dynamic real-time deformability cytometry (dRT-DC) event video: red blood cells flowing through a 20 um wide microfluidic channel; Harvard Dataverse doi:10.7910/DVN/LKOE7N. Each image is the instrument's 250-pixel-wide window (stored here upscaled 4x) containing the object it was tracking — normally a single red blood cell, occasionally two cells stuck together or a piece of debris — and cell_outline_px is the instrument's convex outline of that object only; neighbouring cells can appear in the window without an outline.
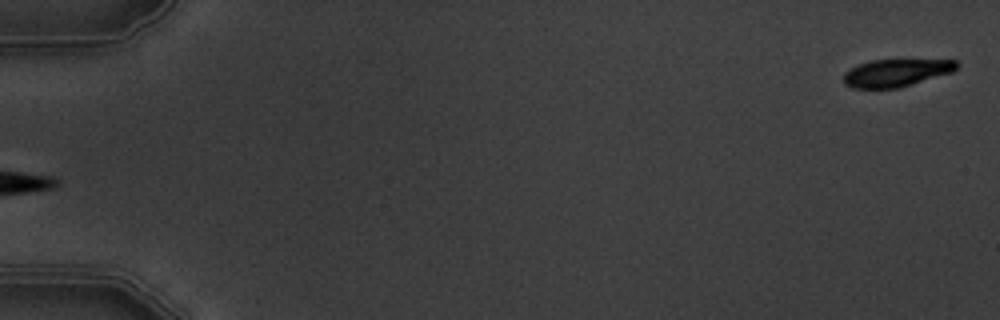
{"species": "common noctule bat (a hibernating species)", "species_latin": "Nyctalus noctula", "temperature_condition": "warm", "stored_images_in_passage": 3, "segment_of_instrument_passage": [2, 2], "camera_frame_rate_fps": 3000, "um_per_image_px": 0.085, "animal": {"sex": "male", "body_mass_g": 19.5, "forearm_length_mm": 54.6}, "frame": {"image": 1, "passage_image": 3, "time_ms": 2.333, "image_size_px": [1000, 320], "cell_outline_px": [[960, 64], [952, 72], [900, 88], [852, 88], [844, 84], [844, 72], [860, 64], [872, 60], [956, 60]], "centroid_in_image_um": [76.18, 6.2], "position_along_channel_um": 8.8, "area_um2": 18.03}}